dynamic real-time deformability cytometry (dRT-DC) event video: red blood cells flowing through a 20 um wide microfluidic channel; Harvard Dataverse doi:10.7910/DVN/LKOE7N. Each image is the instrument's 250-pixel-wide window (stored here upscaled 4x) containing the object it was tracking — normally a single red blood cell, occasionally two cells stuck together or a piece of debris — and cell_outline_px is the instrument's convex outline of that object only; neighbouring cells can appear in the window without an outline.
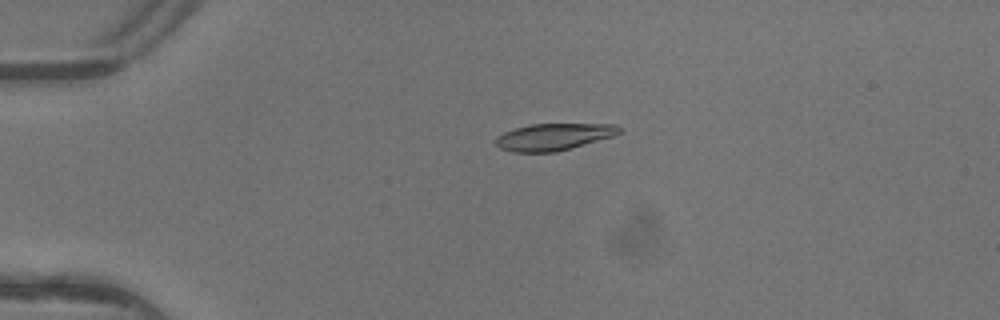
{"species": "common noctule bat (a hibernating species)", "species_latin": "Nyctalus noctula", "temperature_condition": "warm", "stored_images_in_passage": 5, "camera_frame_rate_fps": 3000, "um_per_image_px": 0.085, "animal": {"sex": "female"}, "frame": {"image": 1, "passage_image": 4, "time_ms": 1.0, "image_size_px": [1000, 320], "cell_outline_px": [[620, 132], [612, 136], [572, 148], [556, 152], [512, 152], [500, 148], [496, 144], [496, 136], [504, 132], [516, 128], [532, 124], [616, 124], [620, 128]], "centroid_in_image_um": [47.04, 11.63], "position_along_channel_um": 38.0, "area_um2": 19.19}}